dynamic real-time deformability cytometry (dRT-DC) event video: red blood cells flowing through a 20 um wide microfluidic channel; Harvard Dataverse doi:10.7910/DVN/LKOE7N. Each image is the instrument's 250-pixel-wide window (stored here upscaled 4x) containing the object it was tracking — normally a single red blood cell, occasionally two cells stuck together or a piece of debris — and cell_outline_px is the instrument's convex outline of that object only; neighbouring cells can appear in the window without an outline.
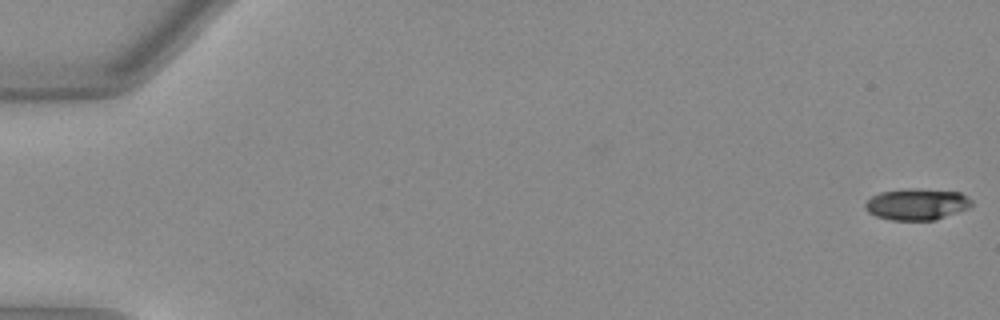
{"species": "Egyptian fruit bat (a non-hibernating species)", "species_latin": "Rousettus aegyptiacus", "temperature_condition": "warm", "stored_images_in_passage": 52, "camera_frame_rate_fps": 3000, "um_per_image_px": 0.085, "animal": {"sex": "female"}, "frame": {"image": 1, "passage_image": 1, "time_ms": 0.0, "image_size_px": [1000, 320], "cell_outline_px": [[972, 204], [968, 208], [936, 220], [892, 220], [876, 216], [868, 212], [864, 208], [864, 204], [872, 196], [880, 192], [908, 188], [920, 188], [960, 192], [972, 200]], "centroid_in_image_um": [77.92, 17.35], "position_along_channel_um": 7.1, "area_um2": 19.59}}
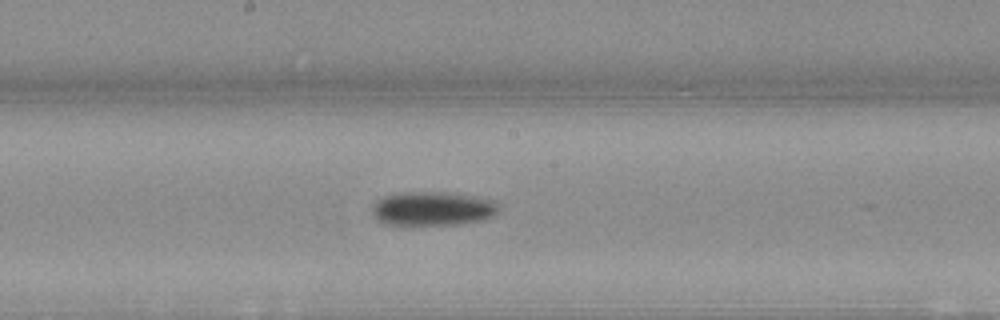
{"frame": {"image": 2, "passage_image": 29, "time_ms": 9.333, "image_size_px": [1000, 320], "cell_outline_px": [[496, 212], [492, 216], [476, 220], [448, 224], [388, 224], [380, 220], [372, 212], [372, 204], [376, 200], [384, 196], [396, 192], [452, 192], [496, 200]], "centroid_in_image_um": [36.72, 17.69], "position_along_channel_um": 211.5, "area_um2": 24.62}}
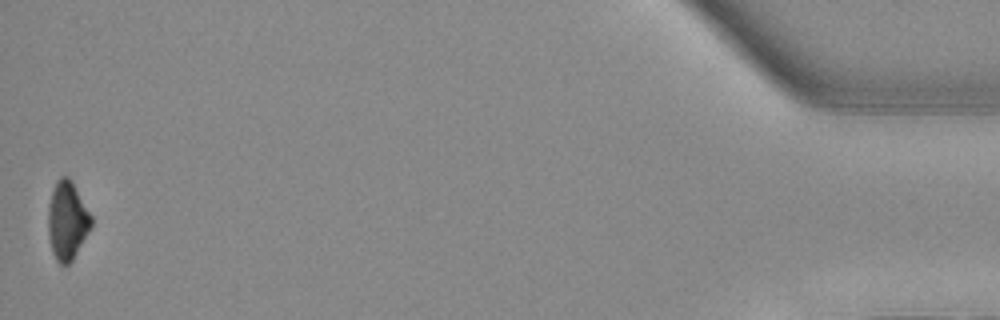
{"frame": {"image": 3, "passage_image": 52, "time_ms": 17.0, "image_size_px": [1000, 320], "cell_outline_px": [[92, 228], [72, 260], [68, 264], [60, 264], [56, 260], [52, 252], [48, 232], [48, 204], [56, 180], [60, 176], [68, 176], [92, 216]], "centroid_in_image_um": [5.71, 18.76], "position_along_channel_um": 429.5, "area_um2": 19.65}, "authors_computed_cell_mechanics": {"area_um2": 20.9236, "velocity_mm_per_s": 4.0247, "shape_relaxation_time_tau1_ms": 2.8928, "shape_relaxation_time_tau2_ms": null, "deformation_change_tau1": 0.1627, "deformation_change_tau2": null}}